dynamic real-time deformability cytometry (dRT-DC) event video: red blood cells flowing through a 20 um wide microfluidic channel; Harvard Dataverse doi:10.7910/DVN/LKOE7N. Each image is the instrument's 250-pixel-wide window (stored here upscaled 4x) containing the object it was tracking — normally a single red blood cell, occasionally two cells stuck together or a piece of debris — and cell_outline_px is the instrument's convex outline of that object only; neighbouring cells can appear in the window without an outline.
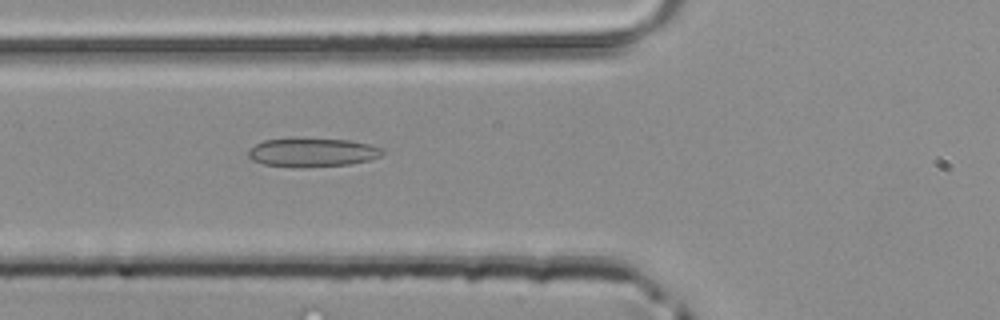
{"species": "common noctule bat (a hibernating species)", "species_latin": "Nyctalus noctula", "temperature_condition": "room temperature", "stored_images_in_passage": 35, "camera_frame_rate_fps": 3000, "um_per_image_px": 0.085, "animal": {"sex": "male", "body_mass_g": 20.4}, "frame": {"image": 1, "passage_image": 6, "time_ms": 1.667, "image_size_px": [1000, 320], "cell_outline_px": [[384, 152], [380, 156], [368, 160], [348, 164], [300, 168], [264, 164], [252, 160], [248, 156], [248, 152], [256, 144], [264, 140], [292, 136], [304, 136], [348, 140], [368, 144], [384, 148]], "centroid_in_image_um": [26.52, 12.91], "position_along_channel_um": 99.3, "area_um2": 23.18}}
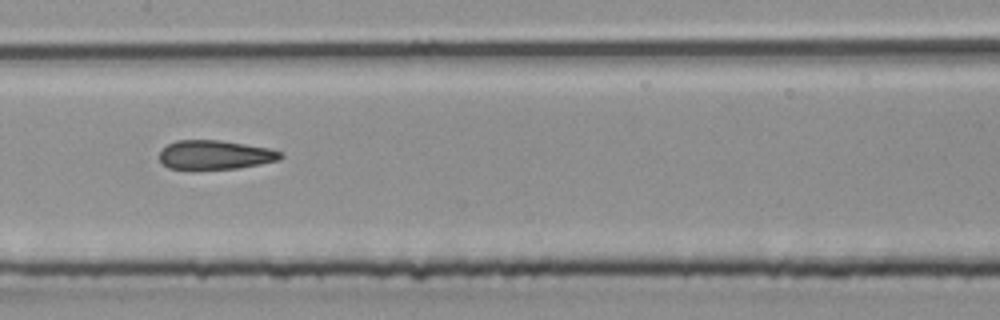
{"frame": {"image": 2, "passage_image": 12, "time_ms": 3.667, "image_size_px": [1000, 320], "cell_outline_px": [[284, 156], [280, 160], [260, 164], [236, 168], [192, 172], [168, 168], [160, 160], [160, 152], [168, 144], [176, 140], [220, 140], [268, 148], [284, 152]], "centroid_in_image_um": [18.26, 13.2], "position_along_channel_um": 189.1, "area_um2": 21.21}}
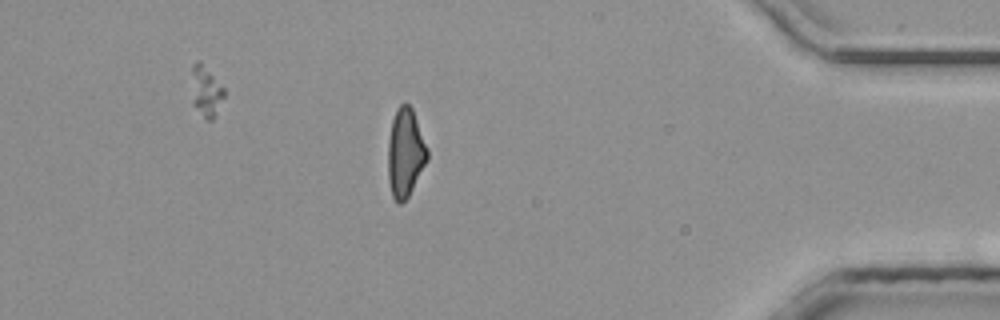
{"frame": {"image": 3, "passage_image": 29, "time_ms": 9.333, "image_size_px": [1000, 320], "cell_outline_px": [[428, 160], [408, 196], [400, 204], [392, 196], [388, 180], [388, 140], [392, 120], [396, 108], [404, 100], [412, 108], [428, 148]], "centroid_in_image_um": [34.45, 12.95], "position_along_channel_um": 400.8, "area_um2": 20.4}}